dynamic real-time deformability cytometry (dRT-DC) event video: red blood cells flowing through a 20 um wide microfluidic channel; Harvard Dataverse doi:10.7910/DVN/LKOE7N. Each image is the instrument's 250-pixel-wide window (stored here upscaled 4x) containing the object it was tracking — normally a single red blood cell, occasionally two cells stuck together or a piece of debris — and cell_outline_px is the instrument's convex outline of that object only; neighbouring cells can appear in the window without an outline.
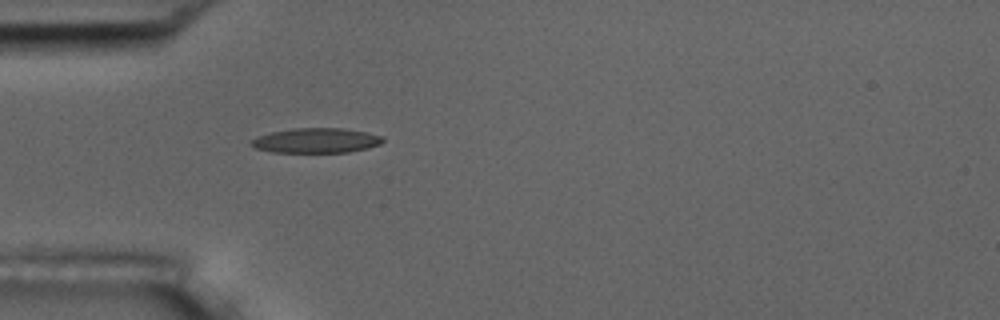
{"species": "common noctule bat (a hibernating species)", "species_latin": "Nyctalus noctula", "temperature_condition": "room temperature", "stored_images_in_passage": 1, "camera_frame_rate_fps": 3000, "um_per_image_px": 0.085, "animal": {"sex": "male", "body_mass_g": 17.5, "forearm_length_mm": 52.3}, "frame": {"image": 1, "passage_image": 1, "time_ms": 0.0, "image_size_px": [1000, 320], "cell_outline_px": [[384, 140], [380, 144], [368, 148], [348, 152], [272, 152], [252, 148], [248, 144], [256, 136], [272, 132], [292, 128], [340, 128], [368, 132], [380, 136]], "centroid_in_image_um": [26.82, 11.94], "position_along_channel_um": 58.2, "area_um2": 19.13}}